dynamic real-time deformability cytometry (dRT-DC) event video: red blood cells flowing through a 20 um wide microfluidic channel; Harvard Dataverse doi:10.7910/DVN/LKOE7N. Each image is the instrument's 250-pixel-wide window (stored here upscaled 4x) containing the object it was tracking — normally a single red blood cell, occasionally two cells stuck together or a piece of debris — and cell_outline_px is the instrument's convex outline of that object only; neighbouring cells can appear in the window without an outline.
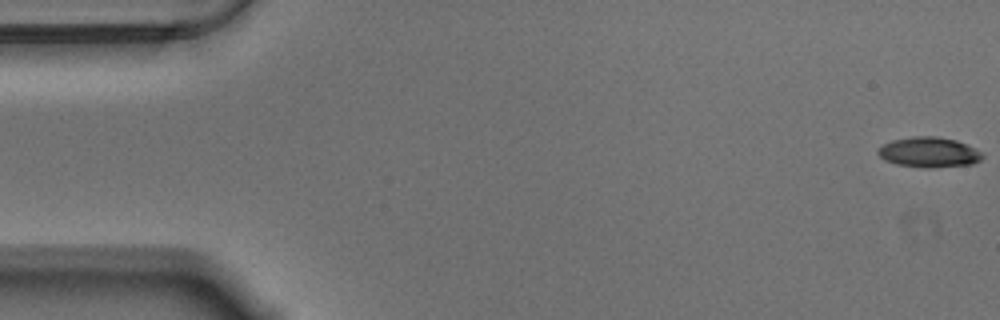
{"species": "Egyptian fruit bat (a non-hibernating species)", "species_latin": "Rousettus aegyptiacus", "temperature_condition": "warm", "stored_images_in_passage": 55, "camera_frame_rate_fps": 3000, "um_per_image_px": 0.085, "animal": {"sex": "male"}, "frame": {"image": 1, "passage_image": 1, "time_ms": 0.0, "image_size_px": [1000, 320], "cell_outline_px": [[984, 156], [980, 160], [972, 164], [932, 168], [924, 168], [896, 164], [884, 160], [876, 152], [884, 144], [892, 140], [912, 136], [936, 136], [956, 140], [968, 144], [976, 148]], "centroid_in_image_um": [78.97, 12.94], "position_along_channel_um": 6.0, "area_um2": 18.5}}
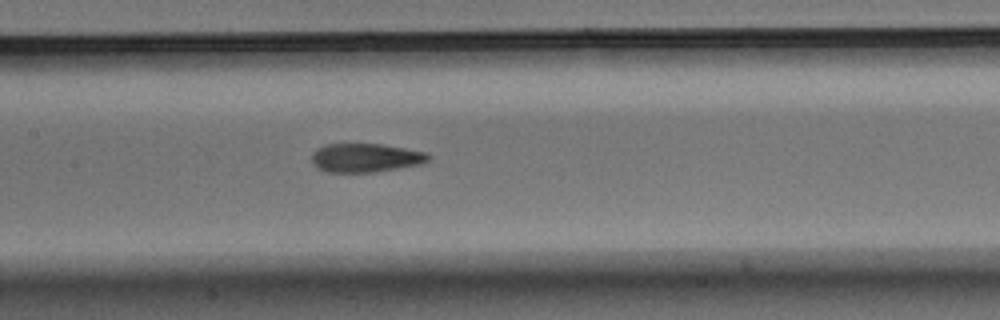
{"frame": {"image": 2, "passage_image": 27, "time_ms": 8.667, "image_size_px": [1000, 320], "cell_outline_px": [[432, 156], [428, 160], [420, 164], [376, 172], [324, 172], [316, 168], [312, 164], [312, 152], [316, 148], [324, 144], [380, 144], [428, 152]], "centroid_in_image_um": [31.04, 13.41], "position_along_channel_um": 176.4, "area_um2": 19.77}}
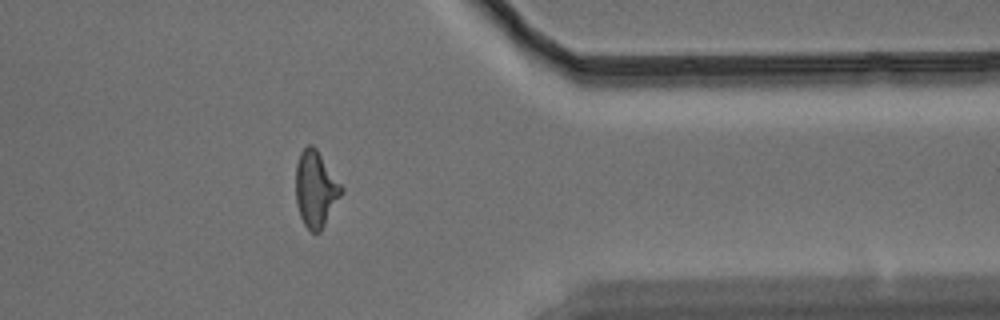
{"frame": {"image": 3, "passage_image": 46, "time_ms": 15.0, "image_size_px": [1000, 320], "cell_outline_px": [[344, 192], [320, 232], [312, 232], [304, 224], [300, 216], [296, 204], [296, 164], [300, 152], [308, 144], [312, 144], [316, 148], [344, 188]], "centroid_in_image_um": [26.84, 16.06], "position_along_channel_um": 384.6, "area_um2": 20.29}, "authors_computed_cell_mechanics": {"area_um2": 19.7676, "velocity_mm_per_s": 3.5377, "shape_relaxation_time_tau1_ms": 5.1692, "shape_relaxation_time_tau2_ms": 2.012, "deformation_change_tau1": 0.1916, "deformation_change_tau2": 0.0936}}